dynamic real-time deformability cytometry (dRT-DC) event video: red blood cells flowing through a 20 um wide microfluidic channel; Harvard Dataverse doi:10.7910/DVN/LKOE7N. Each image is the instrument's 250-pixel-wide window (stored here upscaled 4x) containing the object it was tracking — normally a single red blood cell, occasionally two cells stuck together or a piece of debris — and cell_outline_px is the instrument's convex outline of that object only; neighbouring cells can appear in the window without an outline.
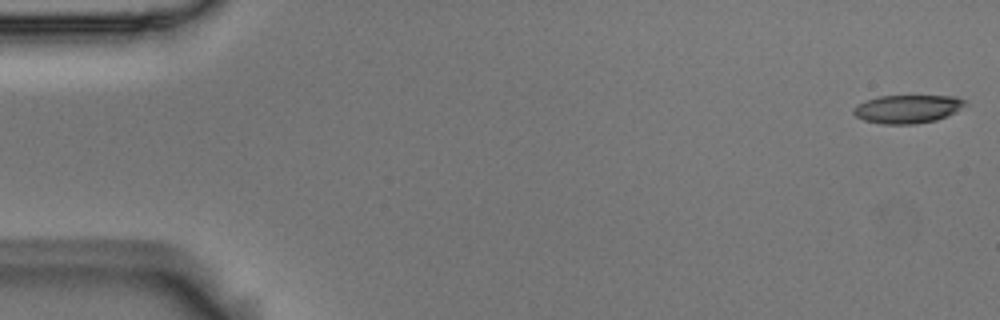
{"species": "Egyptian fruit bat (a non-hibernating species)", "species_latin": "Rousettus aegyptiacus", "temperature_condition": "room temperature", "stored_images_in_passage": 54, "camera_frame_rate_fps": 3000, "um_per_image_px": 0.085, "animal": {"sex": "male"}, "frame": {"image": 1, "passage_image": 1, "time_ms": 0.0, "image_size_px": [1000, 320], "cell_outline_px": [[968, 104], [956, 112], [948, 116], [936, 120], [916, 124], [880, 124], [864, 120], [856, 116], [852, 112], [852, 108], [868, 100], [880, 96], [956, 96], [964, 100]], "centroid_in_image_um": [77.17, 9.27], "position_along_channel_um": 7.8, "area_um2": 18.44}}
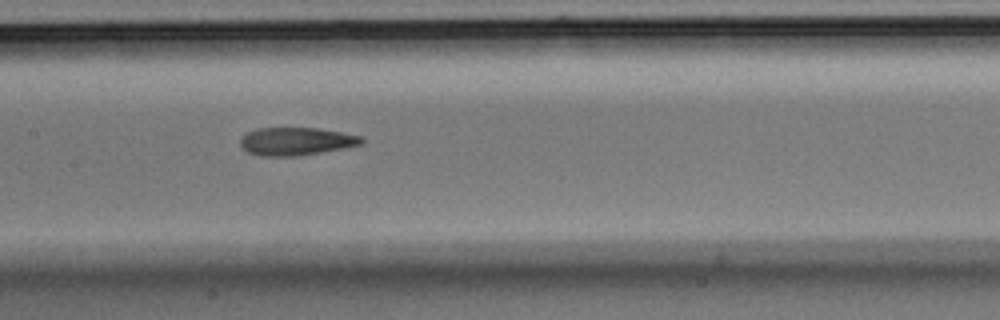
{"frame": {"image": 2, "passage_image": 26, "time_ms": 8.333, "image_size_px": [1000, 320], "cell_outline_px": [[364, 140], [360, 144], [344, 148], [296, 156], [260, 156], [248, 152], [240, 148], [240, 136], [256, 128], [316, 128], [364, 136]], "centroid_in_image_um": [25.12, 12.01], "position_along_channel_um": 182.3, "area_um2": 19.77}}
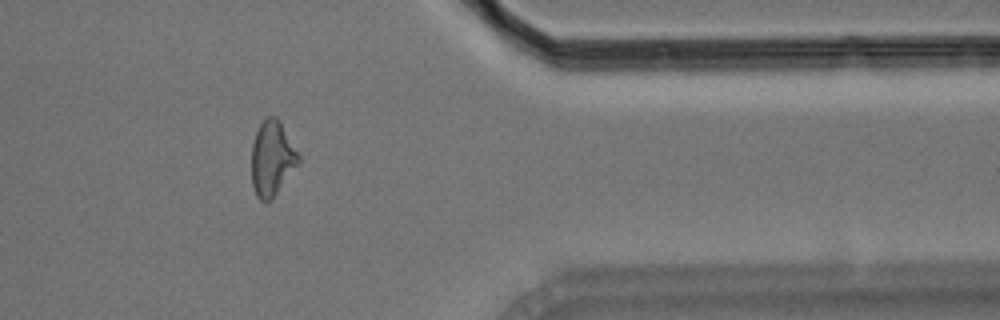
{"frame": {"image": 3, "passage_image": 44, "time_ms": 14.333, "image_size_px": [1000, 320], "cell_outline_px": [[300, 160], [276, 192], [264, 204], [256, 196], [252, 184], [252, 144], [256, 132], [260, 124], [268, 116], [276, 116], [280, 120], [300, 152]], "centroid_in_image_um": [23.13, 13.41], "position_along_channel_um": 388.3, "area_um2": 20.35}, "authors_computed_cell_mechanics": {"area_um2": 20.0855, "velocity_mm_per_s": 3.7321, "shape_relaxation_time_tau1_ms": 8.1007, "shape_relaxation_time_tau2_ms": 2.4953, "deformation_change_tau1": 0.2179, "deformation_change_tau2": 0.1168}}